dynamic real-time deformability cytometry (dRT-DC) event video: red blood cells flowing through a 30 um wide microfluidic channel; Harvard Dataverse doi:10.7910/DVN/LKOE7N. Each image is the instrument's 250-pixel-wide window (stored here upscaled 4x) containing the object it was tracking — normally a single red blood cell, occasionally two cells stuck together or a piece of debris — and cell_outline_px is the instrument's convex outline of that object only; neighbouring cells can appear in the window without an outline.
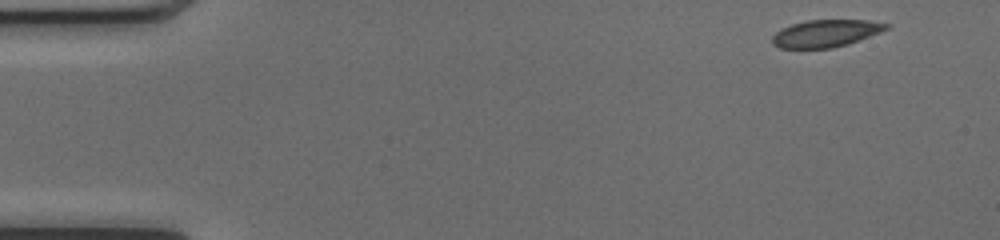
{"species": "common noctule bat (a hibernating species)", "species_latin": "Nyctalus noctula", "temperature_condition": "cold", "stored_images_in_passage": 47, "camera_frame_rate_fps": 3000, "um_per_image_px": 0.085, "animal": {"sex": "female", "body_mass_g": 17.0, "forearm_length_mm": 48.0}, "frame": {"image": 1, "passage_image": 1, "time_ms": 0.0, "image_size_px": [1000, 240], "cell_outline_px": [[892, 24], [888, 28], [880, 32], [848, 44], [832, 48], [780, 48], [772, 44], [772, 36], [780, 28], [792, 24], [808, 20], [868, 20]], "centroid_in_image_um": [70.18, 2.83], "position_along_channel_um": 14.8, "area_um2": 18.15}}
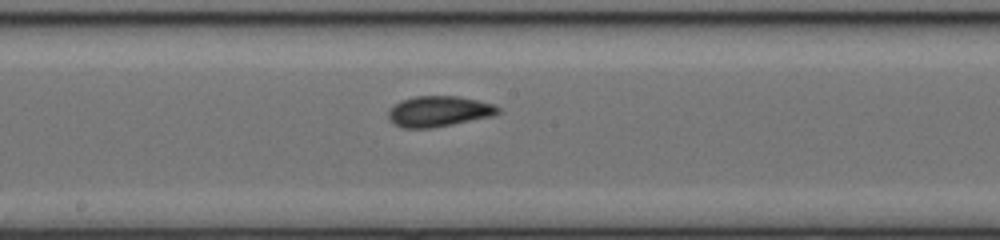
{"frame": {"image": 2, "passage_image": 24, "time_ms": 7.667, "image_size_px": [1000, 240], "cell_outline_px": [[500, 112], [492, 116], [432, 128], [404, 128], [392, 124], [388, 116], [388, 112], [400, 100], [416, 96], [456, 96], [476, 100], [492, 104], [500, 108]], "centroid_in_image_um": [37.27, 9.47], "position_along_channel_um": 210.9, "area_um2": 19.42}}
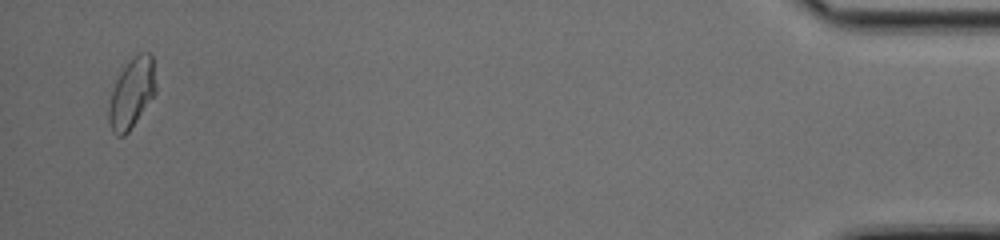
{"frame": {"image": 3, "passage_image": 46, "time_ms": 15.0, "image_size_px": [1000, 240], "cell_outline_px": [[156, 92], [128, 132], [124, 136], [116, 136], [112, 132], [108, 120], [108, 108], [112, 92], [116, 80], [120, 72], [128, 60], [132, 56], [140, 52], [148, 52], [152, 56], [156, 88]], "centroid_in_image_um": [11.18, 7.91], "position_along_channel_um": 424.0, "area_um2": 19.07}, "authors_computed_cell_mechanics": {"area_um2": 18.9584, "velocity_mm_per_s": 4.1047, "shape_relaxation_time_tau1_ms": 7.4102, "shape_relaxation_time_tau2_ms": 1.6337, "deformation_change_tau1": 0.1438, "deformation_change_tau2": 0.0531}}